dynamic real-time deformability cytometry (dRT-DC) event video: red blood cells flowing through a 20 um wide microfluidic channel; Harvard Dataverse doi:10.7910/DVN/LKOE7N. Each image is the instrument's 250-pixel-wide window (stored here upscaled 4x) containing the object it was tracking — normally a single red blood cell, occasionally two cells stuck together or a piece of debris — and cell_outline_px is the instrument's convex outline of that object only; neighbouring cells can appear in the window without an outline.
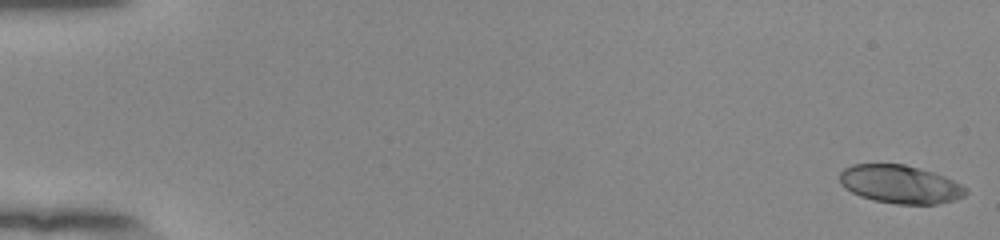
{"species": "human", "species_latin": "Homo sapiens", "temperature_condition": "room temperature", "stored_images_in_passage": 54, "camera_frame_rate_fps": 3000, "um_per_image_px": 0.085, "donor": {"sex": "female"}, "frame": {"image": 1, "passage_image": 1, "time_ms": 0.0, "image_size_px": [1000, 240], "cell_outline_px": [[968, 192], [964, 196], [952, 200], [936, 204], [896, 204], [876, 200], [860, 196], [844, 188], [840, 184], [840, 172], [844, 168], [852, 164], [904, 164], [932, 172], [944, 176], [968, 188]], "centroid_in_image_um": [76.5, 15.66], "position_along_channel_um": 8.5, "area_um2": 27.98}}
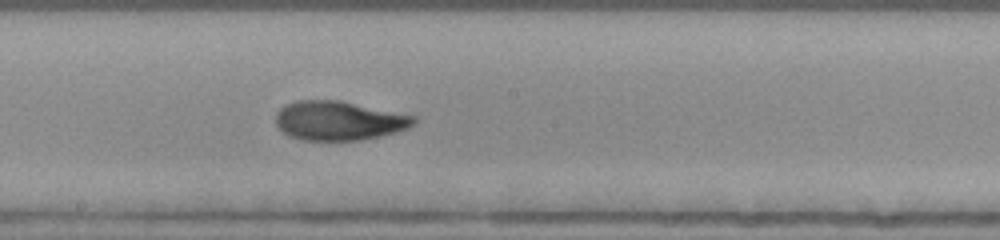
{"frame": {"image": 2, "passage_image": 31, "time_ms": 10.0, "image_size_px": [1000, 240], "cell_outline_px": [[416, 124], [408, 128], [396, 132], [380, 136], [360, 140], [304, 140], [288, 136], [276, 124], [276, 112], [284, 104], [296, 100], [340, 100], [416, 116]], "centroid_in_image_um": [28.8, 10.25], "position_along_channel_um": 219.4, "area_um2": 31.67}}
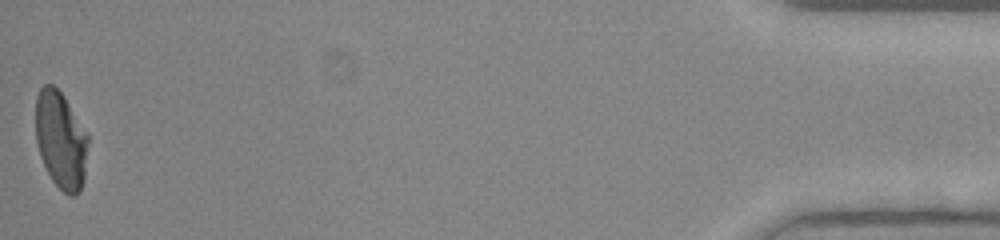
{"frame": {"image": 3, "passage_image": 54, "time_ms": 17.667, "image_size_px": [1000, 240], "cell_outline_px": [[88, 144], [84, 180], [80, 188], [72, 196], [68, 196], [52, 180], [40, 156], [36, 144], [36, 96], [40, 88], [44, 84], [52, 84], [64, 96], [88, 132]], "centroid_in_image_um": [5.17, 11.87], "position_along_channel_um": 430.0, "area_um2": 29.82}, "authors_computed_cell_mechanics": {"area_um2": 30.6051, "velocity_mm_per_s": 3.8966, "shape_relaxation_time_tau1_ms": 6.5567, "shape_relaxation_time_tau2_ms": 1.8506, "deformation_change_tau1": 0.2364, "deformation_change_tau2": 0.0772}}